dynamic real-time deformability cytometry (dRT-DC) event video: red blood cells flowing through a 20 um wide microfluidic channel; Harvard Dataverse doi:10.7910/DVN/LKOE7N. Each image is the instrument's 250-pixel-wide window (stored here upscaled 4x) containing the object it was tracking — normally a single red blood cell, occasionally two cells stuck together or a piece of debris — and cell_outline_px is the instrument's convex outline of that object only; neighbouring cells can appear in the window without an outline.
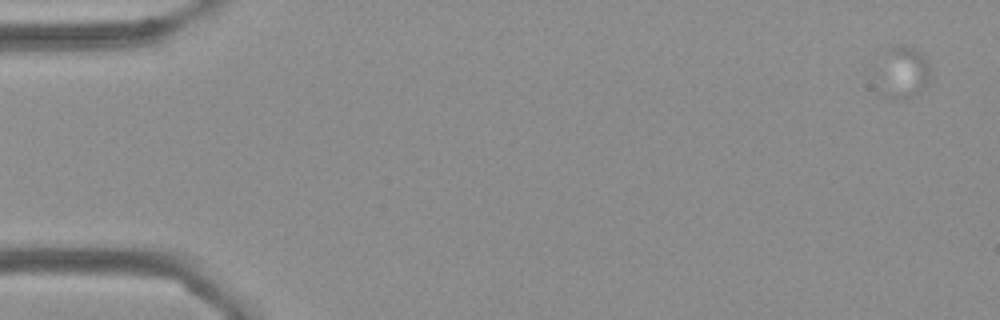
{"species": "Egyptian fruit bat (a non-hibernating species)", "species_latin": "Rousettus aegyptiacus", "temperature_condition": "cold", "stored_images_in_passage": 11, "camera_frame_rate_fps": 3000, "um_per_image_px": 0.085, "frame": {"image": 1, "passage_image": 1, "time_ms": 0.0, "image_size_px": [1000, 320], "cell_outline_px": [[928, 80], [924, 88], [904, 100], [896, 100], [880, 96], [876, 92], [884, 52], [888, 48], [908, 44], [920, 52], [928, 60]], "centroid_in_image_um": [76.7, 6.19], "position_along_channel_um": 8.3, "area_um2": 16.18}}
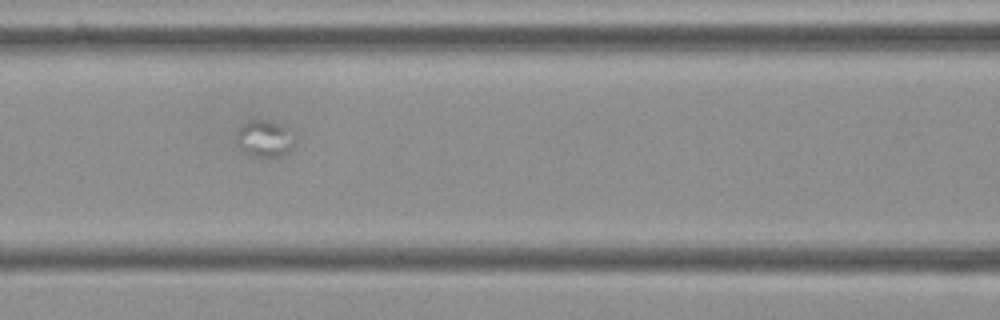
{"frame": {"image": 2, "passage_image": 7, "time_ms": 2.0, "image_size_px": [1000, 320], "cell_outline_px": [[296, 144], [288, 152], [280, 156], [256, 156], [244, 152], [236, 144], [236, 132], [248, 120], [256, 116], [284, 124], [296, 132]], "centroid_in_image_um": [22.56, 11.71], "position_along_channel_um": 144.0, "area_um2": 13.29}}
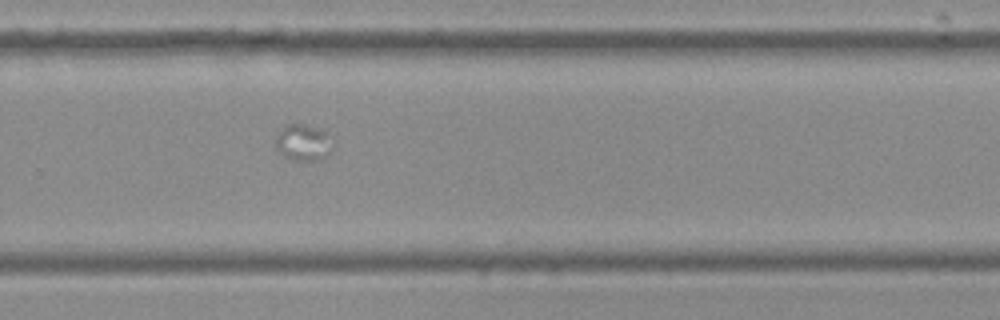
{"frame": {"image": 3, "passage_image": 11, "time_ms": 3.333, "image_size_px": [1000, 320], "cell_outline_px": [[336, 148], [324, 160], [288, 160], [276, 148], [276, 136], [284, 124], [304, 124], [316, 128], [324, 132], [336, 144]], "centroid_in_image_um": [25.83, 12.15], "position_along_channel_um": 304.0, "area_um2": 12.48}}